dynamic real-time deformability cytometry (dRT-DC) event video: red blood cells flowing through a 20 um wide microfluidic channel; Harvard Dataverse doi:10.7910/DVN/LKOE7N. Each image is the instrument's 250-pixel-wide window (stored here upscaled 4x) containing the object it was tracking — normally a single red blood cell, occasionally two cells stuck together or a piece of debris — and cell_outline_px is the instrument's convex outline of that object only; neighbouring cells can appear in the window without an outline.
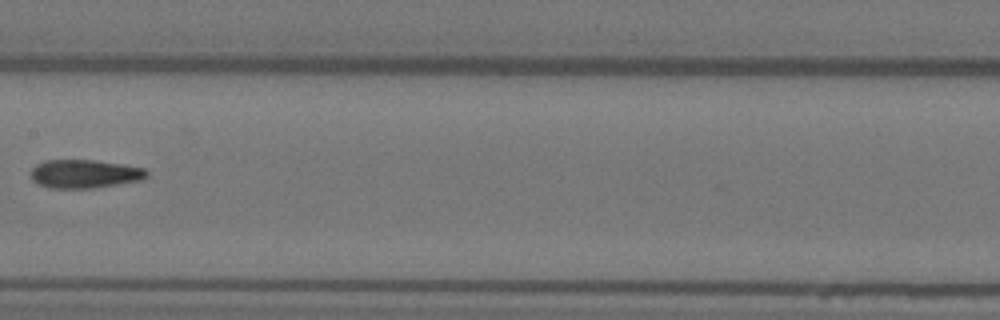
{"species": "Egyptian fruit bat (a non-hibernating species)", "species_latin": "Rousettus aegyptiacus", "temperature_condition": "warm", "stored_images_in_passage": 5, "camera_frame_rate_fps": 3000, "um_per_image_px": 0.085, "animal": {"sex": "female"}, "frame": {"image": 1, "passage_image": 4, "time_ms": 1.0, "image_size_px": [1000, 320], "cell_outline_px": [[148, 176], [144, 180], [92, 188], [48, 188], [32, 180], [32, 168], [36, 164], [44, 160], [92, 160], [124, 164], [144, 168], [148, 172]], "centroid_in_image_um": [7.22, 14.77], "position_along_channel_um": 200.2, "area_um2": 19.31}}
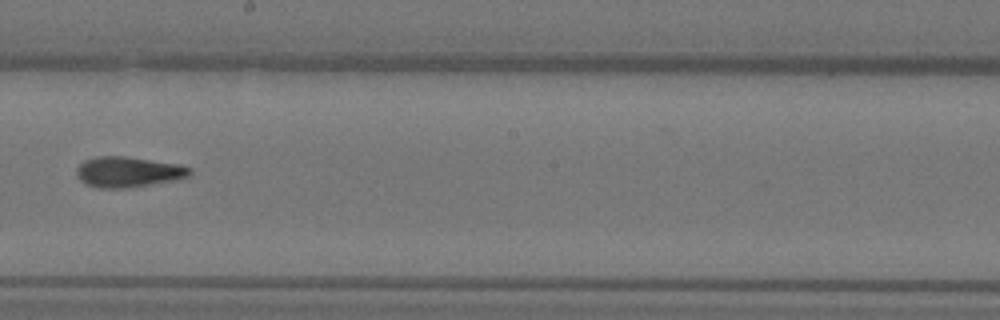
{"frame": {"image": 2, "passage_image": 5, "time_ms": 1.333, "image_size_px": [1000, 320], "cell_outline_px": [[192, 172], [188, 176], [172, 180], [152, 184], [124, 188], [100, 188], [84, 184], [76, 176], [76, 168], [84, 160], [96, 156], [124, 156], [180, 164], [192, 168]], "centroid_in_image_um": [10.86, 14.61], "position_along_channel_um": 237.3, "area_um2": 20.17}}